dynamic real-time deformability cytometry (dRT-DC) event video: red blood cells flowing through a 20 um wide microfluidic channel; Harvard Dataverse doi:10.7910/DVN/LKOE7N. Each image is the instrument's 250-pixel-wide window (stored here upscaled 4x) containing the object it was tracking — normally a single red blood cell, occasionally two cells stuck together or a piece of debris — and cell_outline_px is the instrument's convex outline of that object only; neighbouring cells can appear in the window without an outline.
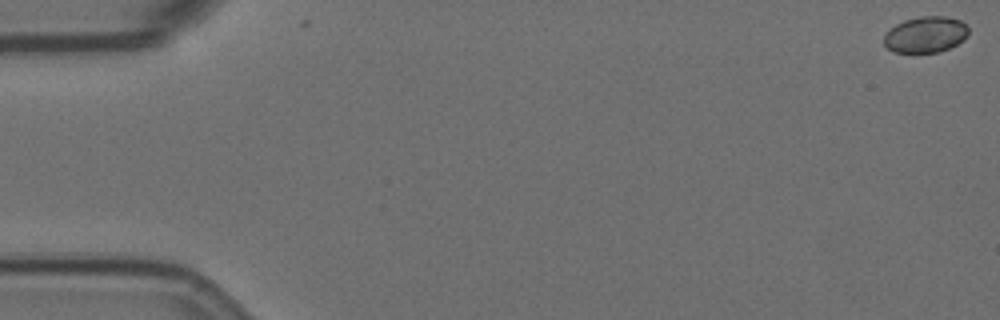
{"species": "Egyptian fruit bat (a non-hibernating species)", "species_latin": "Rousettus aegyptiacus", "temperature_condition": "room temperature", "stored_images_in_passage": 2, "camera_frame_rate_fps": 3000, "um_per_image_px": 0.085, "animal": {"sex": "female"}, "frame": {"image": 1, "passage_image": 1, "time_ms": 0.0, "image_size_px": [1000, 320], "cell_outline_px": [[968, 36], [964, 40], [948, 48], [936, 52], [892, 52], [884, 44], [884, 36], [896, 24], [904, 20], [920, 16], [948, 16], [960, 20], [968, 28]], "centroid_in_image_um": [78.69, 2.93], "position_along_channel_um": 6.3, "area_um2": 17.69}}